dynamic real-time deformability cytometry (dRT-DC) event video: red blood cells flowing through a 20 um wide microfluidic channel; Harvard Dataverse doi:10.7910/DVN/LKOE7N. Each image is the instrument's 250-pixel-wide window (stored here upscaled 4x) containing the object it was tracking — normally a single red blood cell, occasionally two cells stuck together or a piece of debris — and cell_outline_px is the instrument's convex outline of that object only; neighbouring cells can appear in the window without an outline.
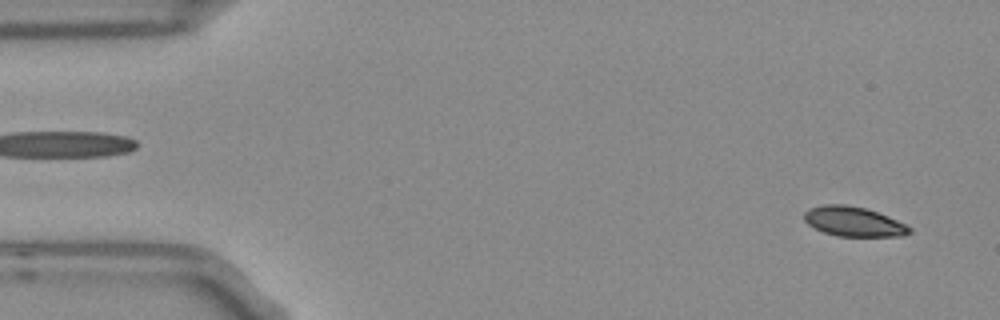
{"species": "Egyptian fruit bat (a non-hibernating species)", "species_latin": "Rousettus aegyptiacus", "temperature_condition": "room temperature", "stored_images_in_passage": 6, "camera_frame_rate_fps": 3000, "um_per_image_px": 0.085, "frame": {"image": 1, "passage_image": 1, "time_ms": 0.0, "image_size_px": [1000, 320], "cell_outline_px": [[912, 232], [904, 236], [836, 236], [824, 232], [808, 224], [804, 220], [804, 212], [808, 208], [824, 204], [844, 204], [864, 208], [888, 216], [912, 228]], "centroid_in_image_um": [72.54, 18.83], "position_along_channel_um": 12.5, "area_um2": 18.15}}
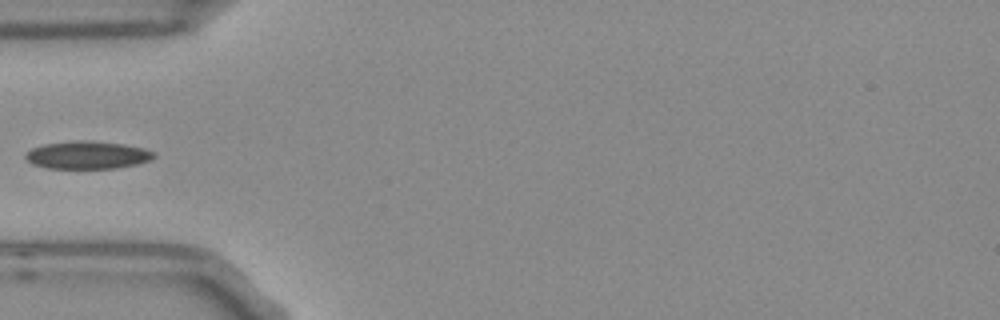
{"frame": {"image": 2, "passage_image": 5, "time_ms": 1.333, "image_size_px": [1000, 320], "cell_outline_px": [[156, 156], [148, 160], [136, 164], [116, 168], [48, 168], [32, 164], [24, 156], [24, 152], [32, 148], [44, 144], [72, 140], [92, 140], [124, 144], [144, 148], [152, 152]], "centroid_in_image_um": [7.38, 13.16], "position_along_channel_um": 77.6, "area_um2": 20.81}}
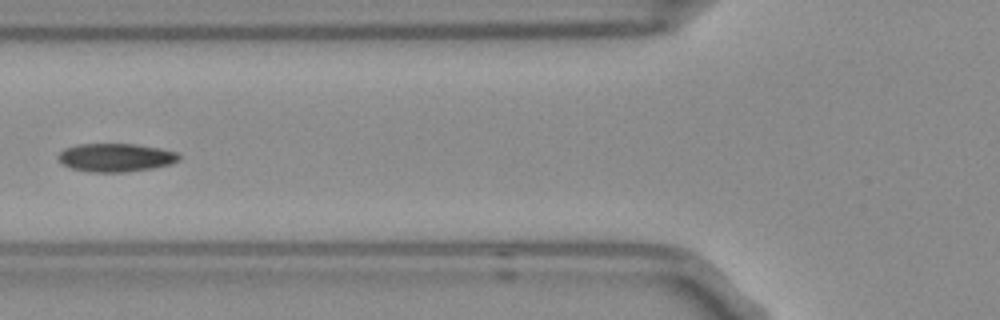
{"frame": {"image": 3, "passage_image": 6, "time_ms": 1.667, "image_size_px": [1000, 320], "cell_outline_px": [[180, 160], [172, 164], [152, 168], [128, 172], [92, 172], [72, 168], [64, 164], [56, 156], [64, 148], [80, 144], [136, 144], [160, 148], [176, 152], [180, 156]], "centroid_in_image_um": [9.87, 13.39], "position_along_channel_um": 115.9, "area_um2": 19.94}}